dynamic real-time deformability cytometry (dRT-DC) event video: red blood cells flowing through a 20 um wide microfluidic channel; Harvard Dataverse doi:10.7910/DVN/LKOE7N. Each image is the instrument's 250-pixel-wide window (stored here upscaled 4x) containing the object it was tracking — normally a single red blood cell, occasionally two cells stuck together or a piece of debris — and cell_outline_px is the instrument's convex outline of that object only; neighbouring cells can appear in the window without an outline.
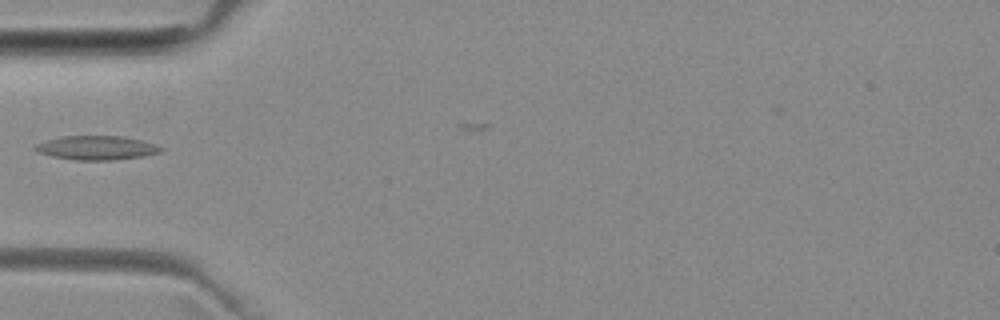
{"species": "common noctule bat (a hibernating species)", "species_latin": "Nyctalus noctula", "temperature_condition": "room temperature", "stored_images_in_passage": 2, "camera_frame_rate_fps": 3000, "um_per_image_px": 0.085, "animal": {"sex": "female", "body_mass_g": 29.2, "forearm_length_mm": 56.3}, "frame": {"image": 1, "passage_image": 2, "time_ms": 1.0, "image_size_px": [1000, 320], "cell_outline_px": [[164, 148], [160, 152], [144, 156], [112, 160], [76, 160], [52, 156], [40, 152], [32, 148], [36, 144], [60, 136], [124, 136], [156, 144]], "centroid_in_image_um": [8.23, 12.56], "position_along_channel_um": 76.8, "area_um2": 17.51}}